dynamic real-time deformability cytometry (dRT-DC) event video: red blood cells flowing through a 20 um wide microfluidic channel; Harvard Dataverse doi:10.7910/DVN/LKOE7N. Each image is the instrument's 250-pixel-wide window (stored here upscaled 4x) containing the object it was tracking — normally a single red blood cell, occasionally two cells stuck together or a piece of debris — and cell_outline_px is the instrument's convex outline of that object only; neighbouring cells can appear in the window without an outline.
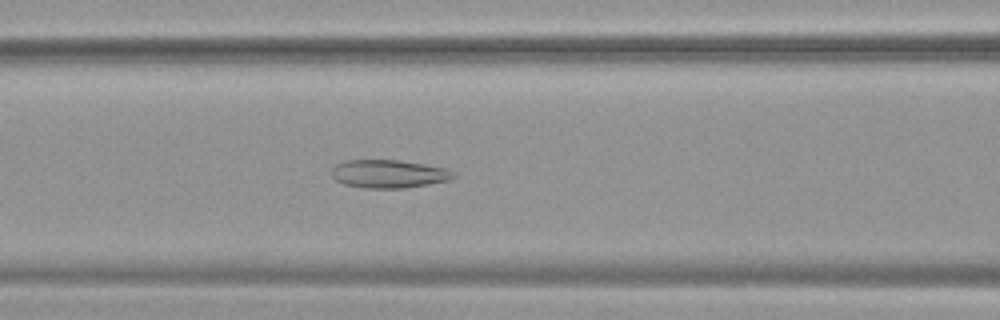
{"species": "common noctule bat (a hibernating species)", "species_latin": "Nyctalus noctula", "temperature_condition": "warm", "stored_images_in_passage": 54, "camera_frame_rate_fps": 3000, "um_per_image_px": 0.085, "animal": {"sex": "female", "body_mass_g": 19.9}, "frame": {"image": 1, "passage_image": 23, "time_ms": 7.333, "image_size_px": [1000, 320], "cell_outline_px": [[456, 176], [448, 180], [428, 184], [404, 188], [364, 188], [344, 184], [336, 180], [332, 176], [332, 168], [336, 164], [344, 160], [400, 160], [424, 164], [444, 168], [456, 172]], "centroid_in_image_um": [33.03, 14.77], "position_along_channel_um": 133.6, "area_um2": 20.0}}
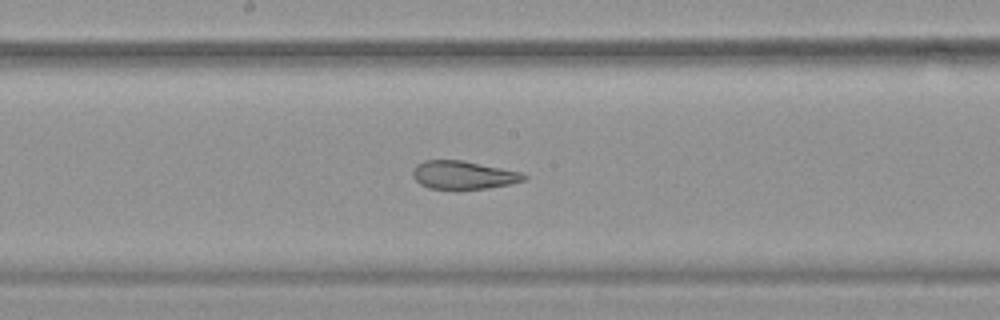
{"frame": {"image": 2, "passage_image": 29, "time_ms": 9.333, "image_size_px": [1000, 320], "cell_outline_px": [[528, 176], [524, 180], [508, 184], [488, 188], [456, 192], [428, 188], [420, 184], [412, 176], [412, 168], [416, 164], [424, 160], [464, 160], [520, 172]], "centroid_in_image_um": [39.31, 14.91], "position_along_channel_um": 208.9, "area_um2": 18.96}}
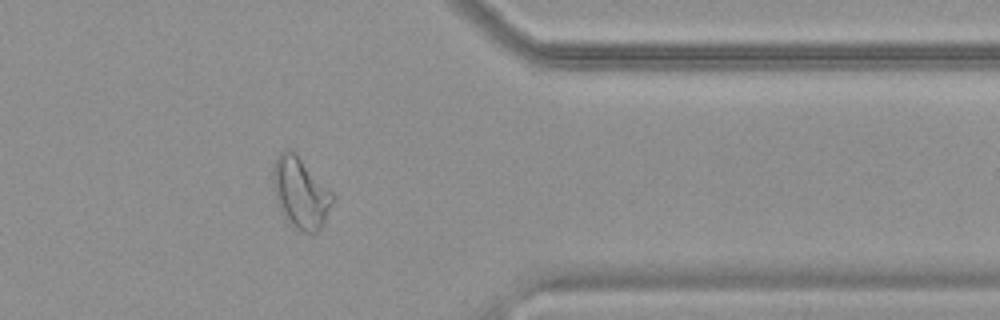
{"frame": {"image": 3, "passage_image": 44, "time_ms": 14.333, "image_size_px": [1000, 320], "cell_outline_px": [[332, 200], [324, 224], [316, 232], [304, 232], [296, 228], [284, 216], [276, 200], [272, 188], [272, 168], [280, 152], [284, 148], [292, 148], [296, 152], [332, 192]], "centroid_in_image_um": [25.51, 16.33], "position_along_channel_um": 385.9, "area_um2": 24.51}, "authors_computed_cell_mechanics": {"area_um2": 25.9522, "velocity_mm_per_s": 3.7706, "shape_relaxation_time_tau1_ms": null, "shape_relaxation_time_tau2_ms": 1.5786, "deformation_change_tau1": null, "deformation_change_tau2": 0.0978}}